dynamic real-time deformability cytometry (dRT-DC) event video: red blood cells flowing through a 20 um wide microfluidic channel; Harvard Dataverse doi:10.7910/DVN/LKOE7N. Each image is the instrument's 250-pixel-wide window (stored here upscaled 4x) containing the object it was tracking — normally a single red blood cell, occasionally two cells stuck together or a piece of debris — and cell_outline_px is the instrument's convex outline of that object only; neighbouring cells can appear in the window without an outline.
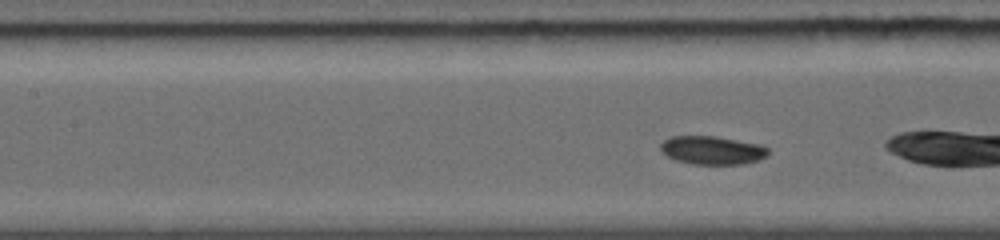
{"species": "common noctule bat (a hibernating species)", "species_latin": "Nyctalus noctula", "temperature_condition": "warm", "stored_images_in_passage": 28, "camera_frame_rate_fps": 5000, "um_per_image_px": 0.085, "animal": {"sex": "female", "body_mass_g": 19.0, "forearm_length_mm": 56.7}, "frame": {"image": 1, "passage_image": 9, "time_ms": 2.2, "image_size_px": [1000, 240], "cell_outline_px": [[768, 156], [760, 160], [744, 164], [692, 164], [676, 160], [660, 152], [660, 144], [664, 140], [672, 136], [716, 136], [760, 144], [768, 148]], "centroid_in_image_um": [60.55, 12.77], "position_along_channel_um": 146.9, "area_um2": 17.98}}